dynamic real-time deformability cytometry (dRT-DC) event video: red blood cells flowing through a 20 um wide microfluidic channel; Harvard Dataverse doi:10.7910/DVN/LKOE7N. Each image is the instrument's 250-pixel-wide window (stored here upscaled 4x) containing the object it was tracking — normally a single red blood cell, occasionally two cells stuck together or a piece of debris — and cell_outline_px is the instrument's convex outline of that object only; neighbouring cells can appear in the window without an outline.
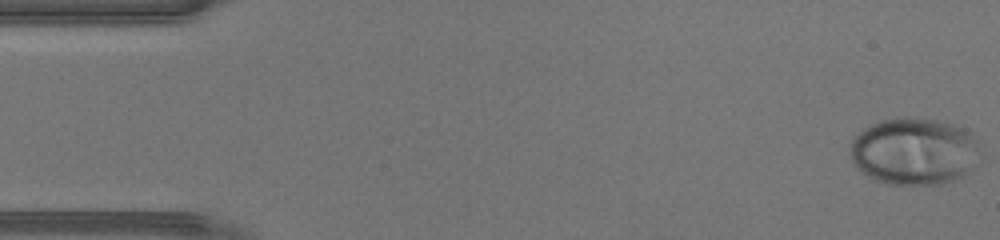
{"species": "human", "species_latin": "Homo sapiens", "temperature_condition": "warm", "stored_images_in_passage": 22, "camera_frame_rate_fps": 3000, "um_per_image_px": 0.085, "donor": {"sex": "male"}, "frame": {"image": 1, "passage_image": 1, "time_ms": 0.0, "image_size_px": [1000, 240], "cell_outline_px": [[980, 152], [964, 172], [960, 176], [952, 180], [940, 184], [888, 184], [876, 180], [860, 172], [856, 168], [848, 152], [848, 144], [864, 128], [880, 120], [904, 116], [908, 116], [936, 120], [952, 124], [972, 132], [976, 140]], "centroid_in_image_um": [77.62, 12.83], "position_along_channel_um": 7.4, "area_um2": 50.75}}
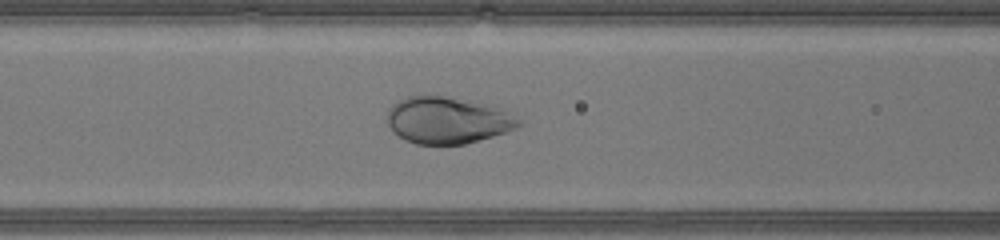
{"frame": {"image": 2, "passage_image": 18, "time_ms": 5.667, "image_size_px": [1000, 240], "cell_outline_px": [[524, 124], [516, 128], [492, 136], [464, 144], [416, 144], [404, 140], [392, 132], [388, 124], [388, 108], [392, 104], [408, 96], [428, 92], [472, 100], [488, 104], [520, 120]], "centroid_in_image_um": [37.97, 10.18], "position_along_channel_um": 128.6, "area_um2": 36.3}}
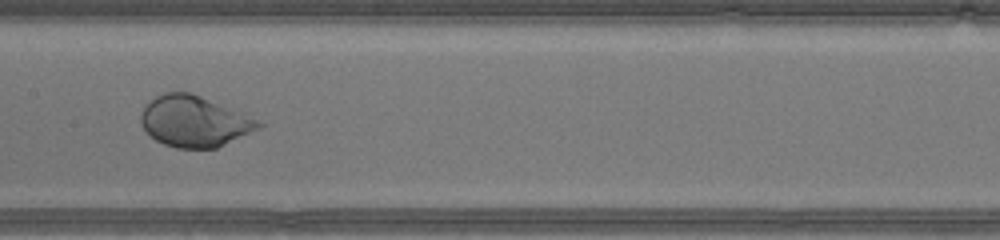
{"frame": {"image": 3, "passage_image": 22, "time_ms": 7.0, "image_size_px": [1000, 240], "cell_outline_px": [[264, 124], [260, 128], [216, 148], [176, 148], [164, 144], [156, 140], [144, 128], [140, 120], [140, 116], [144, 108], [156, 96], [164, 92], [188, 92], [200, 96], [240, 112]], "centroid_in_image_um": [16.5, 10.32], "position_along_channel_um": 190.9, "area_um2": 34.22}}